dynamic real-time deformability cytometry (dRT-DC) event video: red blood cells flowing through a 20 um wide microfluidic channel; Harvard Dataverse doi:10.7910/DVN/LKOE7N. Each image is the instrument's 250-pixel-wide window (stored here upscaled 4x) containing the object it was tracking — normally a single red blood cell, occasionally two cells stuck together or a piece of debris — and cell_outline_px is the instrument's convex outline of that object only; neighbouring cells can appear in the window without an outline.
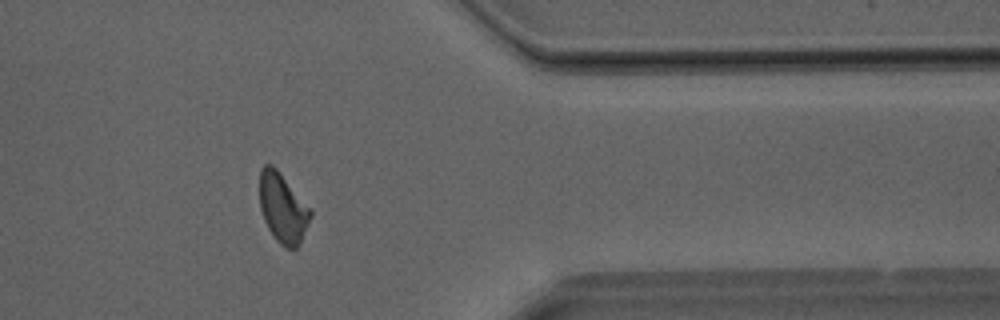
{"species": "Egyptian fruit bat (a non-hibernating species)", "species_latin": "Rousettus aegyptiacus", "temperature_condition": "room temperature", "stored_images_in_passage": 31, "camera_frame_rate_fps": 3000, "um_per_image_px": 0.085, "animal": {"sex": "male"}, "frame": {"image": 1, "passage_image": 24, "time_ms": 7.667, "image_size_px": [1000, 320], "cell_outline_px": [[312, 216], [300, 244], [296, 248], [284, 248], [276, 240], [268, 228], [264, 220], [260, 208], [260, 168], [264, 164], [272, 164], [280, 172], [312, 208]], "centroid_in_image_um": [24.06, 17.67], "position_along_channel_um": 387.3, "area_um2": 20.92}}
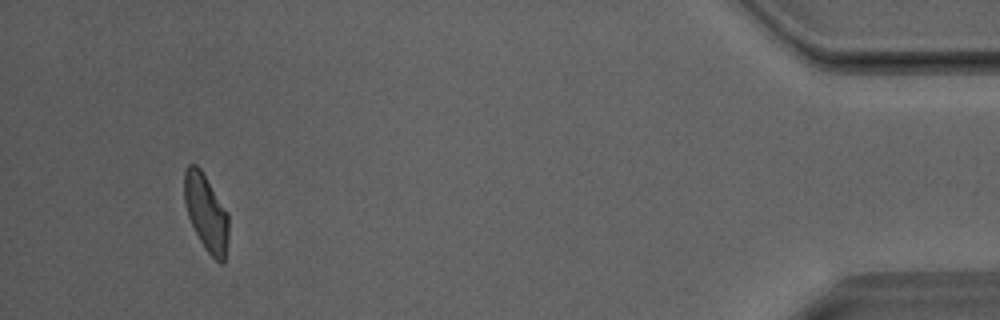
{"frame": {"image": 2, "passage_image": 29, "time_ms": 9.333, "image_size_px": [1000, 320], "cell_outline_px": [[228, 240], [224, 264], [220, 264], [204, 248], [188, 216], [184, 204], [184, 168], [188, 164], [196, 164], [200, 168], [228, 212]], "centroid_in_image_um": [17.52, 18.07], "position_along_channel_um": 417.7, "area_um2": 19.88}}